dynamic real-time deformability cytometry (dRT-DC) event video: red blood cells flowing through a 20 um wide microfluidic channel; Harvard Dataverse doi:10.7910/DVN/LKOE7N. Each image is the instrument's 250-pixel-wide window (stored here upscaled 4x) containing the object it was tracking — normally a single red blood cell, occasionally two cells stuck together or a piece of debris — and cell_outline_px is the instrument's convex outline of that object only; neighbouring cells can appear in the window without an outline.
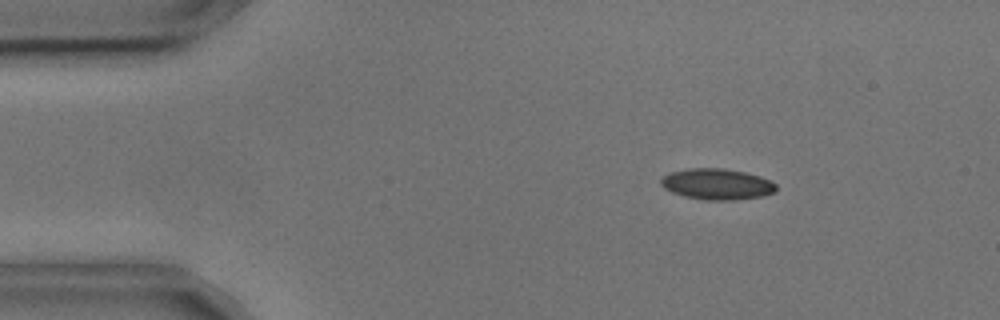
{"species": "common noctule bat (a hibernating species)", "species_latin": "Nyctalus noctula", "temperature_condition": "cold", "stored_images_in_passage": 30, "camera_frame_rate_fps": 3000, "um_per_image_px": 0.085, "animal": {"sex": "male", "body_mass_g": 17.9, "forearm_length_mm": 54.2}, "frame": {"image": 1, "passage_image": 3, "time_ms": 0.667, "image_size_px": [1000, 320], "cell_outline_px": [[776, 192], [764, 196], [732, 200], [704, 200], [684, 196], [672, 192], [664, 188], [660, 184], [660, 180], [664, 176], [672, 172], [688, 168], [724, 168], [744, 172], [760, 176], [772, 180], [776, 184]], "centroid_in_image_um": [60.97, 15.65], "position_along_channel_um": 24.0, "area_um2": 20.92}}
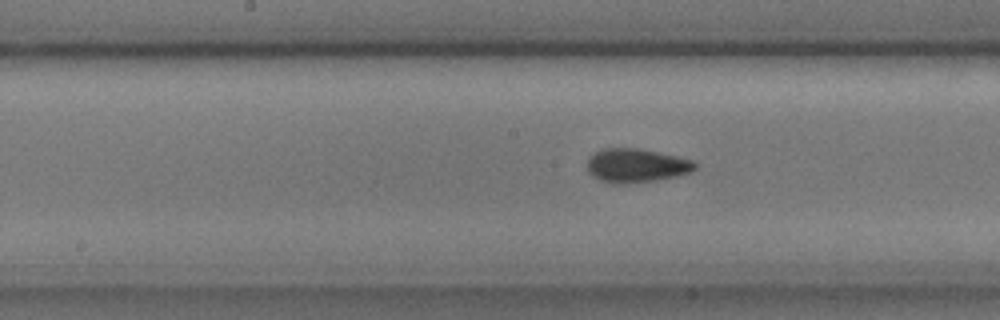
{"frame": {"image": 2, "passage_image": 22, "time_ms": 7.0, "image_size_px": [1000, 320], "cell_outline_px": [[696, 168], [692, 172], [676, 176], [656, 180], [624, 184], [612, 184], [600, 180], [592, 176], [588, 172], [588, 156], [592, 152], [604, 148], [640, 148], [676, 156], [692, 160], [696, 164]], "centroid_in_image_um": [54.05, 14.07], "position_along_channel_um": 194.2, "area_um2": 21.44}}
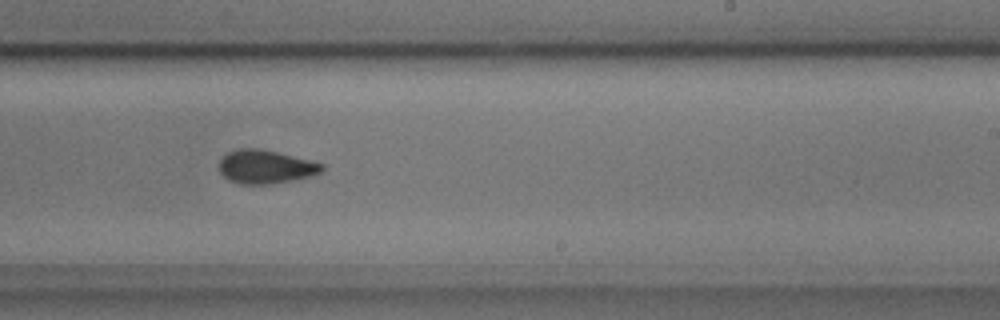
{"frame": {"image": 3, "passage_image": 28, "time_ms": 9.0, "image_size_px": [1000, 320], "cell_outline_px": [[324, 168], [320, 172], [312, 176], [272, 184], [236, 184], [228, 180], [220, 172], [220, 160], [228, 152], [236, 148], [260, 148], [324, 164]], "centroid_in_image_um": [22.55, 14.18], "position_along_channel_um": 266.5, "area_um2": 20.06}}